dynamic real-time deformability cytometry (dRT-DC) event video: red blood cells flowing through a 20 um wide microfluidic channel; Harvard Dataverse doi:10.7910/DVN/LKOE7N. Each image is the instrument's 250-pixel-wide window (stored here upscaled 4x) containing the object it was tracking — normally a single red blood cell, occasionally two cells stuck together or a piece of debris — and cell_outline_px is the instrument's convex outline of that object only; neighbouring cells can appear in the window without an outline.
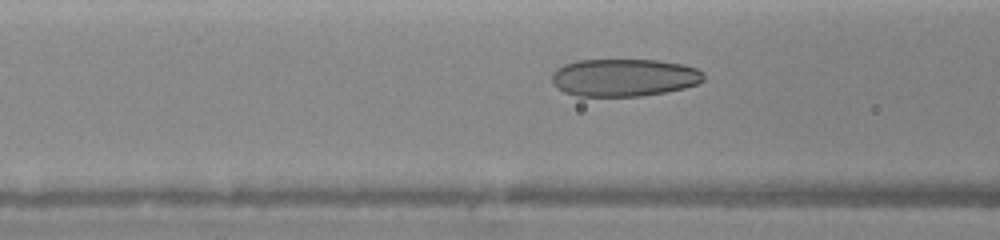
{"species": "human", "species_latin": "Homo sapiens", "temperature_condition": "warm", "stored_images_in_passage": 68, "camera_frame_rate_fps": 3000, "um_per_image_px": 0.085, "donor": {"sex": "female"}, "frame": {"image": 1, "passage_image": 31, "time_ms": 6.0, "image_size_px": [1000, 240], "cell_outline_px": [[704, 80], [696, 84], [684, 88], [668, 92], [640, 96], [576, 96], [564, 92], [556, 88], [552, 84], [552, 72], [556, 68], [564, 64], [576, 60], [656, 60], [680, 64], [696, 68], [704, 72]], "centroid_in_image_um": [53.01, 6.6], "position_along_channel_um": 113.6, "area_um2": 33.52}}
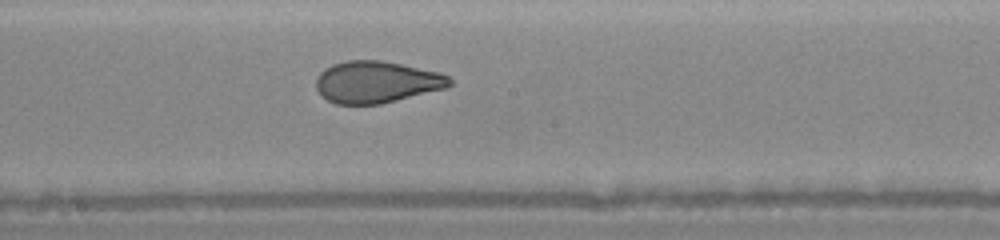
{"frame": {"image": 2, "passage_image": 41, "time_ms": 8.333, "image_size_px": [1000, 240], "cell_outline_px": [[452, 84], [448, 88], [380, 104], [336, 104], [328, 100], [316, 88], [316, 76], [324, 68], [332, 64], [348, 60], [380, 60], [440, 72], [448, 76], [452, 80]], "centroid_in_image_um": [32.02, 6.97], "position_along_channel_um": 216.2, "area_um2": 32.6}}
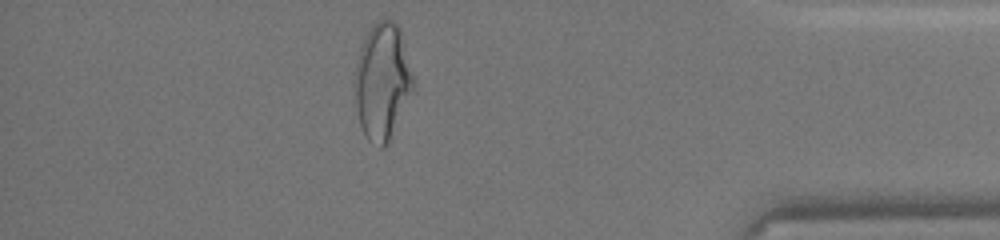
{"frame": {"image": 3, "passage_image": 61, "time_ms": 13.333, "image_size_px": [1000, 240], "cell_outline_px": [[416, 84], [388, 144], [384, 148], [380, 148], [368, 140], [360, 124], [356, 108], [352, 84], [356, 64], [360, 48], [368, 32], [380, 20], [396, 20], [400, 28], [416, 80]], "centroid_in_image_um": [32.51, 6.94], "position_along_channel_um": 402.7, "area_um2": 40.23}}